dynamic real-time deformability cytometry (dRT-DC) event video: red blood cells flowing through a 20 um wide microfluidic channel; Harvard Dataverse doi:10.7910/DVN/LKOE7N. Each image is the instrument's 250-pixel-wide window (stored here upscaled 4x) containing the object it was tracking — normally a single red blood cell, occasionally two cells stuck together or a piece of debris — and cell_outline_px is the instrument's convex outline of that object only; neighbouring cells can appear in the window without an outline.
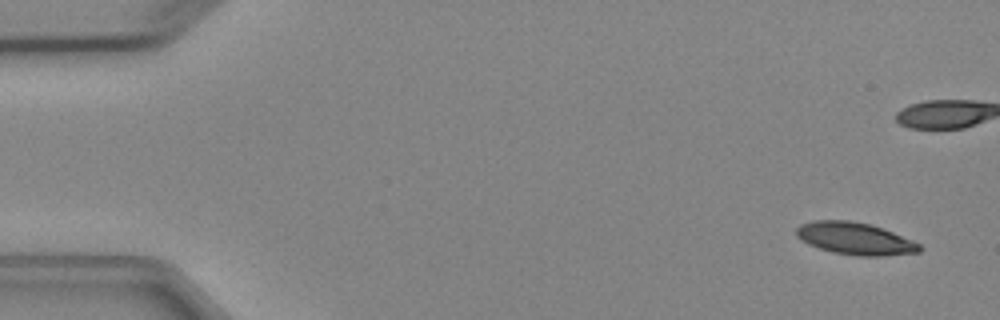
{"species": "Egyptian fruit bat (a non-hibernating species)", "species_latin": "Rousettus aegyptiacus", "temperature_condition": "cold", "stored_images_in_passage": 7, "camera_frame_rate_fps": 3000, "um_per_image_px": 0.085, "animal": {"sex": "female"}, "frame": {"image": 1, "passage_image": 1, "time_ms": 0.0, "image_size_px": [1000, 320], "cell_outline_px": [[924, 248], [920, 252], [884, 256], [860, 256], [832, 252], [808, 244], [800, 240], [796, 236], [796, 228], [800, 224], [812, 220], [848, 220], [868, 224], [892, 232], [912, 240], [920, 244]], "centroid_in_image_um": [72.66, 20.28], "position_along_channel_um": 12.3, "area_um2": 23.12}}
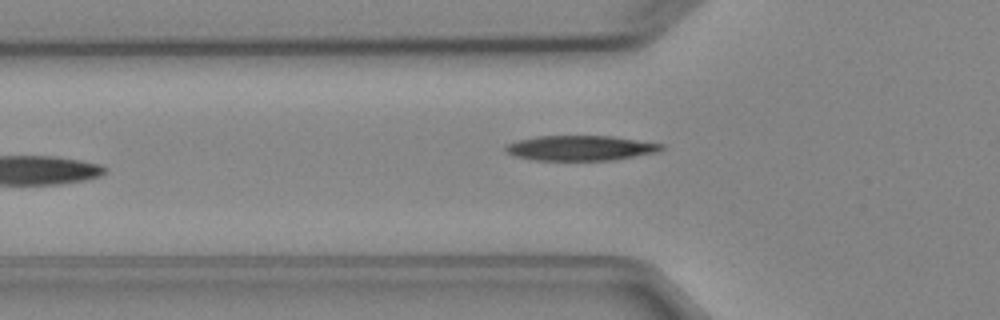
{"frame": {"image": 2, "passage_image": 6, "time_ms": 6.0, "image_size_px": [1000, 320], "cell_outline_px": [[664, 148], [656, 152], [612, 160], [532, 160], [516, 156], [504, 152], [504, 148], [508, 144], [516, 140], [536, 136], [612, 136], [664, 144]], "centroid_in_image_um": [49.29, 12.58], "position_along_channel_um": 76.5, "area_um2": 22.72}}